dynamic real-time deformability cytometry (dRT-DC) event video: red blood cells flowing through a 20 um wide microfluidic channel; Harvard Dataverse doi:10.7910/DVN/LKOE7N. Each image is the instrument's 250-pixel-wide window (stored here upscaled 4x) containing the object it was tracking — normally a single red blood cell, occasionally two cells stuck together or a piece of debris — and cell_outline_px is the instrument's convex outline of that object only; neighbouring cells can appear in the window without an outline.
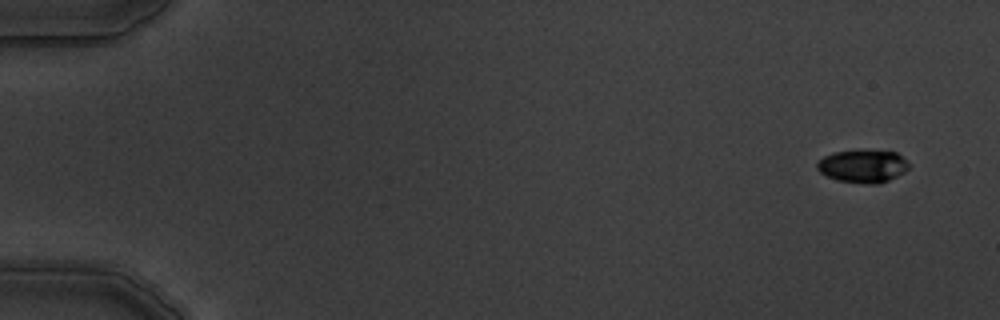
{"species": "common noctule bat (a hibernating species)", "species_latin": "Nyctalus noctula", "temperature_condition": "warm", "stored_images_in_passage": 6, "camera_frame_rate_fps": 3000, "um_per_image_px": 0.085, "animal": {"sex": "male", "body_mass_g": 19.5, "forearm_length_mm": 54.6}, "frame": {"image": 1, "passage_image": 1, "time_ms": 0.0, "image_size_px": [1000, 320], "cell_outline_px": [[908, 168], [904, 172], [880, 184], [864, 184], [836, 180], [820, 172], [816, 168], [816, 164], [824, 156], [832, 152], [856, 148], [864, 148], [896, 152], [908, 164]], "centroid_in_image_um": [73.3, 14.09], "position_along_channel_um": 11.7, "area_um2": 18.03}}
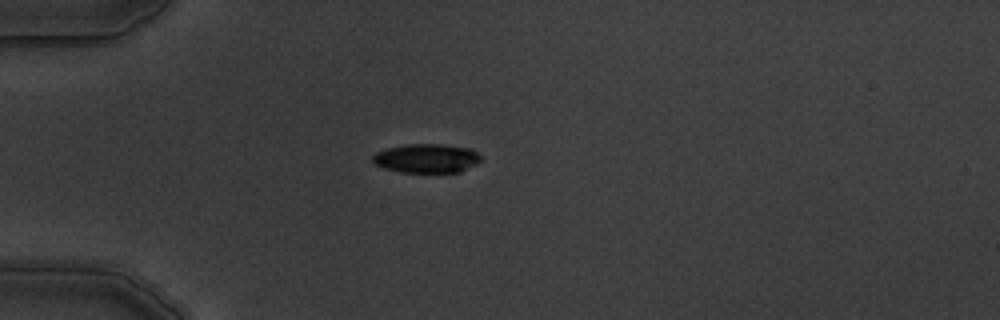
{"frame": {"image": 2, "passage_image": 5, "time_ms": 4.333, "image_size_px": [1000, 320], "cell_outline_px": [[480, 160], [476, 164], [460, 172], [400, 172], [384, 168], [376, 164], [372, 160], [372, 156], [376, 152], [388, 148], [408, 144], [440, 144], [472, 148], [480, 156]], "centroid_in_image_um": [36.26, 13.45], "position_along_channel_um": 48.7, "area_um2": 18.21}}